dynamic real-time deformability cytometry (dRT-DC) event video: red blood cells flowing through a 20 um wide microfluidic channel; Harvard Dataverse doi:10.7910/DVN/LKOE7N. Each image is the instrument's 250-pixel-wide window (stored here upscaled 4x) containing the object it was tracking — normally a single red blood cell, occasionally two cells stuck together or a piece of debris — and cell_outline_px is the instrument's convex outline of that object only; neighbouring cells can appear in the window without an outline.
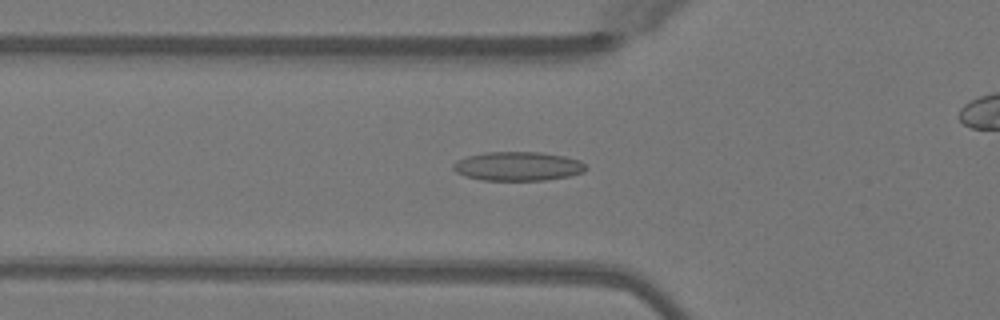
{"species": "Egyptian fruit bat (a non-hibernating species)", "species_latin": "Rousettus aegyptiacus", "temperature_condition": "warm", "stored_images_in_passage": 42, "camera_frame_rate_fps": 3000, "um_per_image_px": 0.085, "animal": {"sex": "female"}, "frame": {"image": 1, "passage_image": 18, "time_ms": 5.667, "image_size_px": [1000, 320], "cell_outline_px": [[588, 168], [584, 172], [568, 176], [544, 180], [480, 180], [464, 176], [456, 172], [452, 168], [452, 164], [456, 160], [468, 156], [484, 152], [540, 152], [564, 156], [580, 160]], "centroid_in_image_um": [44.0, 14.13], "position_along_channel_um": 81.8, "area_um2": 22.54}}
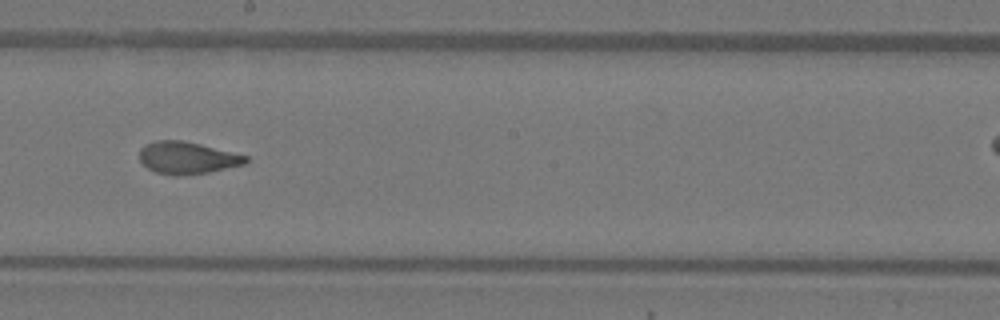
{"frame": {"image": 2, "passage_image": 29, "time_ms": 9.333, "image_size_px": [1000, 320], "cell_outline_px": [[248, 160], [244, 164], [208, 172], [180, 176], [176, 176], [156, 172], [148, 168], [140, 160], [140, 148], [144, 144], [156, 140], [184, 140], [248, 156]], "centroid_in_image_um": [15.89, 13.41], "position_along_channel_um": 232.3, "area_um2": 19.83}}
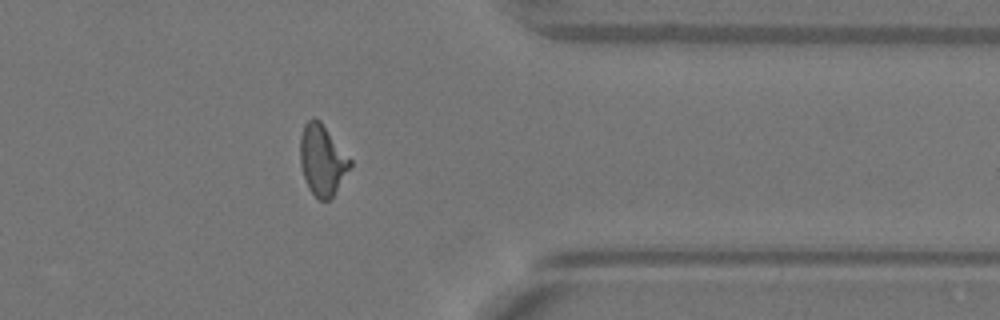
{"frame": {"image": 3, "passage_image": 41, "time_ms": 13.333, "image_size_px": [1000, 320], "cell_outline_px": [[352, 164], [332, 196], [328, 200], [320, 200], [308, 188], [300, 164], [300, 136], [304, 124], [312, 116], [320, 120], [352, 160]], "centroid_in_image_um": [27.38, 13.56], "position_along_channel_um": 384.0, "area_um2": 20.4}}